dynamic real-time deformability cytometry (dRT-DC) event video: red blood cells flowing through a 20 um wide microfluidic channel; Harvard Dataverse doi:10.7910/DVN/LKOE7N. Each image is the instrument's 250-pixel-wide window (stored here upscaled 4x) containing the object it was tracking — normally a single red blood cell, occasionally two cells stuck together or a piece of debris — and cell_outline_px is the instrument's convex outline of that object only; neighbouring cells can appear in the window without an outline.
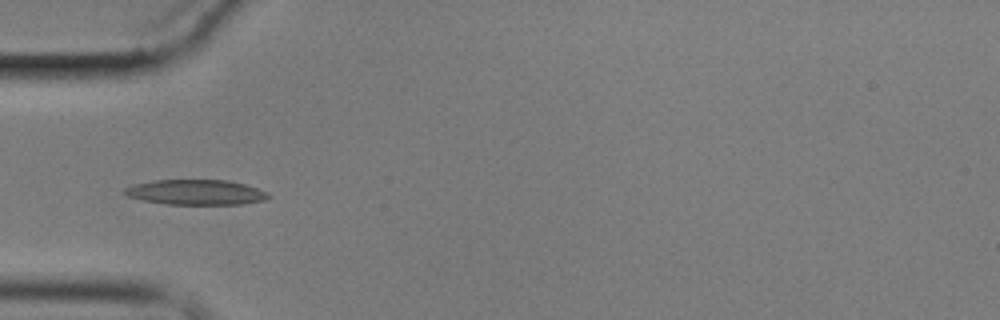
{"species": "common noctule bat (a hibernating species)", "species_latin": "Nyctalus noctula", "temperature_condition": "cold", "stored_images_in_passage": 8, "camera_frame_rate_fps": 3000, "um_per_image_px": 0.085, "animal": {"sex": "male", "body_mass_g": 17.9}, "frame": {"image": 1, "passage_image": 3, "time_ms": 3.667, "image_size_px": [1000, 320], "cell_outline_px": [[272, 196], [264, 200], [240, 204], [168, 204], [144, 200], [128, 196], [124, 192], [124, 188], [132, 184], [156, 180], [228, 180], [244, 184], [268, 192]], "centroid_in_image_um": [16.66, 16.33], "position_along_channel_um": 68.3, "area_um2": 20.92}}
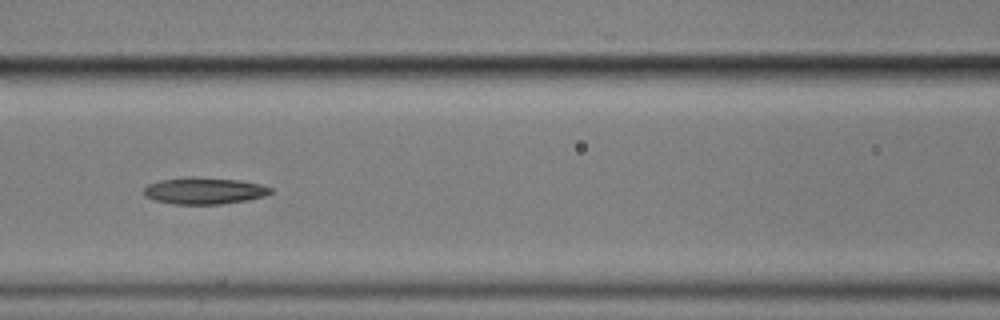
{"frame": {"image": 2, "passage_image": 5, "time_ms": 6.0, "image_size_px": [1000, 320], "cell_outline_px": [[272, 192], [264, 196], [248, 200], [220, 204], [172, 204], [156, 200], [144, 196], [144, 188], [148, 184], [160, 180], [188, 176], [196, 176], [240, 180], [260, 184], [272, 188]], "centroid_in_image_um": [17.35, 16.2], "position_along_channel_um": 149.2, "area_um2": 19.88}}
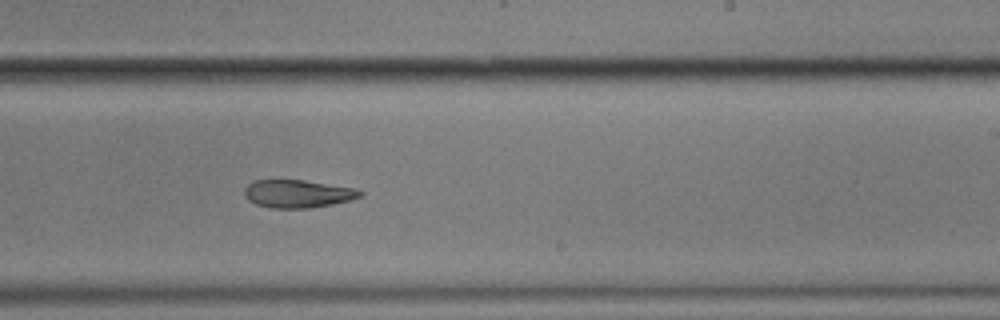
{"frame": {"image": 3, "passage_image": 8, "time_ms": 9.333, "image_size_px": [1000, 320], "cell_outline_px": [[364, 192], [360, 196], [348, 200], [332, 204], [312, 208], [272, 208], [256, 204], [248, 200], [244, 196], [244, 188], [252, 180], [304, 180], [352, 188]], "centroid_in_image_um": [25.24, 16.47], "position_along_channel_um": 263.8, "area_um2": 18.67}}